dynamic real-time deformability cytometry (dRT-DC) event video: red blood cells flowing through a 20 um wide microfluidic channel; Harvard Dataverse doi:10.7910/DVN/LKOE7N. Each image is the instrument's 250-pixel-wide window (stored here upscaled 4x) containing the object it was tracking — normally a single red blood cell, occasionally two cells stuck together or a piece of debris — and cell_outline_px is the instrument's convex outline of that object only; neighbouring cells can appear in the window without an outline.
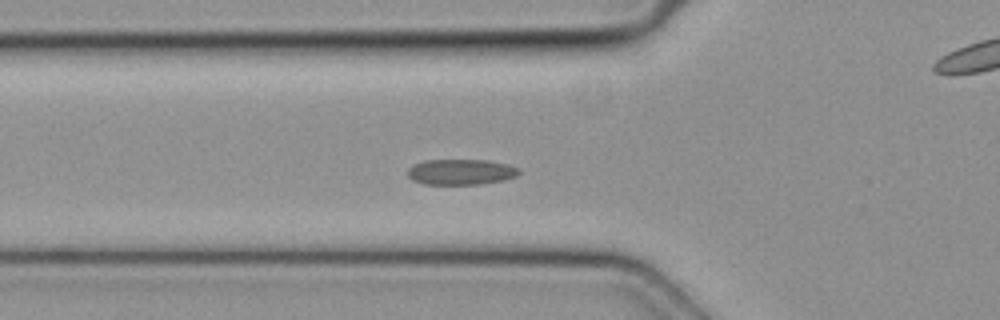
{"species": "common noctule bat (a hibernating species)", "species_latin": "Nyctalus noctula", "temperature_condition": "cold", "stored_images_in_passage": 35, "camera_frame_rate_fps": 3000, "um_per_image_px": 0.085, "animal": {"sex": "female", "body_mass_g": 19.3, "forearm_length_mm": 54.1}, "frame": {"image": 1, "passage_image": 2, "time_ms": 0.333, "image_size_px": [1000, 320], "cell_outline_px": [[520, 172], [516, 176], [504, 180], [480, 184], [424, 184], [412, 180], [408, 176], [408, 168], [412, 164], [424, 160], [488, 160], [508, 164], [520, 168]], "centroid_in_image_um": [39.17, 14.61], "position_along_channel_um": 86.6, "area_um2": 16.76}}
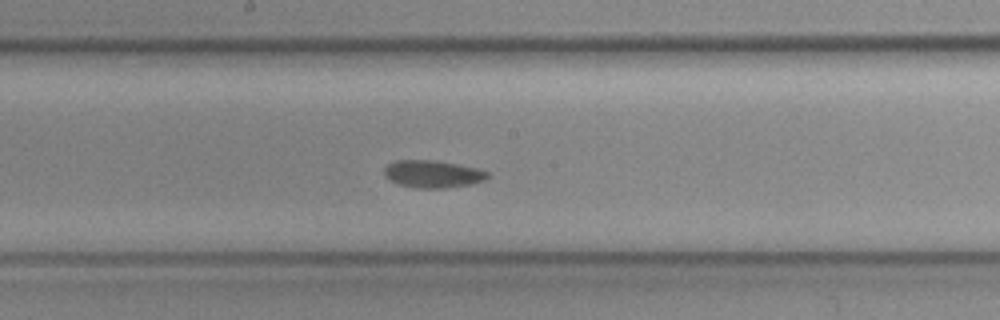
{"frame": {"image": 2, "passage_image": 11, "time_ms": 3.333, "image_size_px": [1000, 320], "cell_outline_px": [[488, 176], [484, 180], [472, 184], [444, 188], [416, 188], [400, 184], [392, 180], [384, 172], [384, 168], [388, 164], [396, 160], [432, 160], [456, 164], [476, 168], [488, 172]], "centroid_in_image_um": [36.8, 14.79], "position_along_channel_um": 211.4, "area_um2": 16.18}}
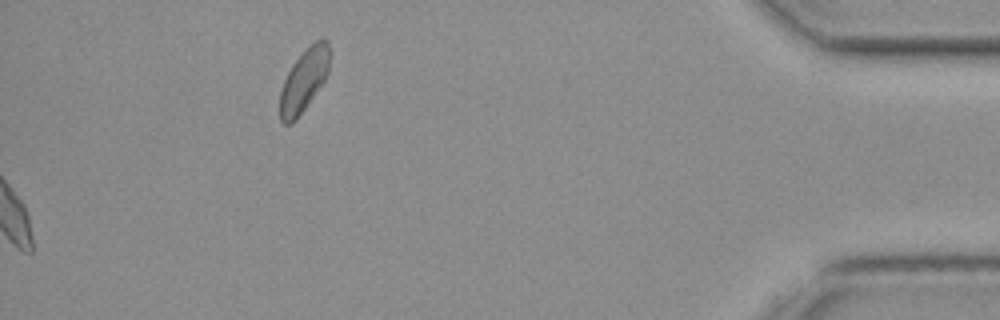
{"frame": {"image": 3, "passage_image": 35, "time_ms": 11.333, "image_size_px": [1000, 320], "cell_outline_px": [[332, 52], [328, 72], [324, 80], [304, 108], [288, 124], [284, 124], [280, 120], [280, 92], [284, 80], [292, 64], [320, 36], [324, 36], [328, 40]], "centroid_in_image_um": [25.88, 6.72], "position_along_channel_um": 409.3, "area_um2": 17.86}}